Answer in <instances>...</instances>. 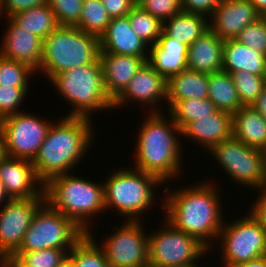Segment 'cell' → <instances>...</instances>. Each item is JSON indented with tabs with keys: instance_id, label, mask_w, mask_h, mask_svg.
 Returning <instances> with one entry per match:
<instances>
[{
	"instance_id": "obj_1",
	"label": "cell",
	"mask_w": 266,
	"mask_h": 267,
	"mask_svg": "<svg viewBox=\"0 0 266 267\" xmlns=\"http://www.w3.org/2000/svg\"><path fill=\"white\" fill-rule=\"evenodd\" d=\"M199 184L185 186L182 190L179 187L174 189L175 192L165 186L167 193L161 208L166 212V220L176 229L195 237L211 250L213 245L210 243L218 239L225 223L222 220L221 195L214 183Z\"/></svg>"
},
{
	"instance_id": "obj_2",
	"label": "cell",
	"mask_w": 266,
	"mask_h": 267,
	"mask_svg": "<svg viewBox=\"0 0 266 267\" xmlns=\"http://www.w3.org/2000/svg\"><path fill=\"white\" fill-rule=\"evenodd\" d=\"M52 123L33 166L39 179L46 184L53 177L67 174L79 164L93 144L92 119L64 116ZM80 161V162H79ZM75 165V166H74Z\"/></svg>"
},
{
	"instance_id": "obj_3",
	"label": "cell",
	"mask_w": 266,
	"mask_h": 267,
	"mask_svg": "<svg viewBox=\"0 0 266 267\" xmlns=\"http://www.w3.org/2000/svg\"><path fill=\"white\" fill-rule=\"evenodd\" d=\"M163 113L149 112L146 121L142 122L133 166L142 172L157 176L165 183L175 176L177 178L179 173L181 175L183 159L182 142L179 138L182 137V132L172 118L168 120Z\"/></svg>"
},
{
	"instance_id": "obj_4",
	"label": "cell",
	"mask_w": 266,
	"mask_h": 267,
	"mask_svg": "<svg viewBox=\"0 0 266 267\" xmlns=\"http://www.w3.org/2000/svg\"><path fill=\"white\" fill-rule=\"evenodd\" d=\"M44 195L52 208L72 219L86 233L92 228L89 218L105 211L103 182L95 183L71 172L50 179L44 186Z\"/></svg>"
},
{
	"instance_id": "obj_5",
	"label": "cell",
	"mask_w": 266,
	"mask_h": 267,
	"mask_svg": "<svg viewBox=\"0 0 266 267\" xmlns=\"http://www.w3.org/2000/svg\"><path fill=\"white\" fill-rule=\"evenodd\" d=\"M100 39L76 26H59L43 39L39 72L50 80L72 68L100 61Z\"/></svg>"
},
{
	"instance_id": "obj_6",
	"label": "cell",
	"mask_w": 266,
	"mask_h": 267,
	"mask_svg": "<svg viewBox=\"0 0 266 267\" xmlns=\"http://www.w3.org/2000/svg\"><path fill=\"white\" fill-rule=\"evenodd\" d=\"M50 82L60 96L74 108L65 116L92 119L91 113L113 108V100L104 86L100 61L54 75Z\"/></svg>"
},
{
	"instance_id": "obj_7",
	"label": "cell",
	"mask_w": 266,
	"mask_h": 267,
	"mask_svg": "<svg viewBox=\"0 0 266 267\" xmlns=\"http://www.w3.org/2000/svg\"><path fill=\"white\" fill-rule=\"evenodd\" d=\"M111 174L103 181L105 211L113 208L124 218L127 217V221H139V215L143 216L147 209L156 204L153 203L156 201L154 188L163 182L153 174L132 167L121 168Z\"/></svg>"
},
{
	"instance_id": "obj_8",
	"label": "cell",
	"mask_w": 266,
	"mask_h": 267,
	"mask_svg": "<svg viewBox=\"0 0 266 267\" xmlns=\"http://www.w3.org/2000/svg\"><path fill=\"white\" fill-rule=\"evenodd\" d=\"M86 234L72 219L46 201L38 208L16 252L59 249L67 253Z\"/></svg>"
},
{
	"instance_id": "obj_9",
	"label": "cell",
	"mask_w": 266,
	"mask_h": 267,
	"mask_svg": "<svg viewBox=\"0 0 266 267\" xmlns=\"http://www.w3.org/2000/svg\"><path fill=\"white\" fill-rule=\"evenodd\" d=\"M164 220V228L148 235L149 267H201L197 264L199 258L210 250L195 237Z\"/></svg>"
},
{
	"instance_id": "obj_10",
	"label": "cell",
	"mask_w": 266,
	"mask_h": 267,
	"mask_svg": "<svg viewBox=\"0 0 266 267\" xmlns=\"http://www.w3.org/2000/svg\"><path fill=\"white\" fill-rule=\"evenodd\" d=\"M210 153L233 182L251 189L264 188L266 181V152L247 146L231 137L214 146Z\"/></svg>"
},
{
	"instance_id": "obj_11",
	"label": "cell",
	"mask_w": 266,
	"mask_h": 267,
	"mask_svg": "<svg viewBox=\"0 0 266 267\" xmlns=\"http://www.w3.org/2000/svg\"><path fill=\"white\" fill-rule=\"evenodd\" d=\"M225 223L219 233L218 241L222 243V267L236 266L266 255V231L258 220L248 215Z\"/></svg>"
},
{
	"instance_id": "obj_12",
	"label": "cell",
	"mask_w": 266,
	"mask_h": 267,
	"mask_svg": "<svg viewBox=\"0 0 266 267\" xmlns=\"http://www.w3.org/2000/svg\"><path fill=\"white\" fill-rule=\"evenodd\" d=\"M51 124L52 122L25 111L0 120L7 156L33 161L47 137Z\"/></svg>"
},
{
	"instance_id": "obj_13",
	"label": "cell",
	"mask_w": 266,
	"mask_h": 267,
	"mask_svg": "<svg viewBox=\"0 0 266 267\" xmlns=\"http://www.w3.org/2000/svg\"><path fill=\"white\" fill-rule=\"evenodd\" d=\"M99 246L110 267H149L148 233L139 221H125ZM142 224V225H141ZM146 233V234H145Z\"/></svg>"
},
{
	"instance_id": "obj_14",
	"label": "cell",
	"mask_w": 266,
	"mask_h": 267,
	"mask_svg": "<svg viewBox=\"0 0 266 267\" xmlns=\"http://www.w3.org/2000/svg\"><path fill=\"white\" fill-rule=\"evenodd\" d=\"M45 198L10 199L0 207V256L13 255Z\"/></svg>"
},
{
	"instance_id": "obj_15",
	"label": "cell",
	"mask_w": 266,
	"mask_h": 267,
	"mask_svg": "<svg viewBox=\"0 0 266 267\" xmlns=\"http://www.w3.org/2000/svg\"><path fill=\"white\" fill-rule=\"evenodd\" d=\"M164 100H167V80L146 62L129 81L125 90L113 101V109L126 106L129 101H136L135 104L139 101L138 104L149 106L150 113H161L160 108L155 106Z\"/></svg>"
},
{
	"instance_id": "obj_16",
	"label": "cell",
	"mask_w": 266,
	"mask_h": 267,
	"mask_svg": "<svg viewBox=\"0 0 266 267\" xmlns=\"http://www.w3.org/2000/svg\"><path fill=\"white\" fill-rule=\"evenodd\" d=\"M0 181L11 199L45 198V184L31 160L6 156L0 162Z\"/></svg>"
},
{
	"instance_id": "obj_17",
	"label": "cell",
	"mask_w": 266,
	"mask_h": 267,
	"mask_svg": "<svg viewBox=\"0 0 266 267\" xmlns=\"http://www.w3.org/2000/svg\"><path fill=\"white\" fill-rule=\"evenodd\" d=\"M260 17L249 0H221L209 17V29L223 40L235 39L244 27Z\"/></svg>"
},
{
	"instance_id": "obj_18",
	"label": "cell",
	"mask_w": 266,
	"mask_h": 267,
	"mask_svg": "<svg viewBox=\"0 0 266 267\" xmlns=\"http://www.w3.org/2000/svg\"><path fill=\"white\" fill-rule=\"evenodd\" d=\"M6 21L7 31L0 47V56L24 63L37 72L42 60L43 40L21 29L10 18H6Z\"/></svg>"
},
{
	"instance_id": "obj_19",
	"label": "cell",
	"mask_w": 266,
	"mask_h": 267,
	"mask_svg": "<svg viewBox=\"0 0 266 267\" xmlns=\"http://www.w3.org/2000/svg\"><path fill=\"white\" fill-rule=\"evenodd\" d=\"M99 39L101 52L148 57L149 45L132 30L128 15L111 18Z\"/></svg>"
},
{
	"instance_id": "obj_20",
	"label": "cell",
	"mask_w": 266,
	"mask_h": 267,
	"mask_svg": "<svg viewBox=\"0 0 266 267\" xmlns=\"http://www.w3.org/2000/svg\"><path fill=\"white\" fill-rule=\"evenodd\" d=\"M146 60L147 57L100 52L104 86L113 101L125 90Z\"/></svg>"
},
{
	"instance_id": "obj_21",
	"label": "cell",
	"mask_w": 266,
	"mask_h": 267,
	"mask_svg": "<svg viewBox=\"0 0 266 267\" xmlns=\"http://www.w3.org/2000/svg\"><path fill=\"white\" fill-rule=\"evenodd\" d=\"M181 132L183 137L202 145L209 153L214 146L232 137V114L217 110L190 122Z\"/></svg>"
},
{
	"instance_id": "obj_22",
	"label": "cell",
	"mask_w": 266,
	"mask_h": 267,
	"mask_svg": "<svg viewBox=\"0 0 266 267\" xmlns=\"http://www.w3.org/2000/svg\"><path fill=\"white\" fill-rule=\"evenodd\" d=\"M148 48L146 62L167 81L187 69L188 47L168 37L163 31Z\"/></svg>"
},
{
	"instance_id": "obj_23",
	"label": "cell",
	"mask_w": 266,
	"mask_h": 267,
	"mask_svg": "<svg viewBox=\"0 0 266 267\" xmlns=\"http://www.w3.org/2000/svg\"><path fill=\"white\" fill-rule=\"evenodd\" d=\"M224 40L208 29L188 46L187 69L212 74L223 71Z\"/></svg>"
},
{
	"instance_id": "obj_24",
	"label": "cell",
	"mask_w": 266,
	"mask_h": 267,
	"mask_svg": "<svg viewBox=\"0 0 266 267\" xmlns=\"http://www.w3.org/2000/svg\"><path fill=\"white\" fill-rule=\"evenodd\" d=\"M223 71L230 74L244 71L266 76V55L235 39L224 40Z\"/></svg>"
},
{
	"instance_id": "obj_25",
	"label": "cell",
	"mask_w": 266,
	"mask_h": 267,
	"mask_svg": "<svg viewBox=\"0 0 266 267\" xmlns=\"http://www.w3.org/2000/svg\"><path fill=\"white\" fill-rule=\"evenodd\" d=\"M232 137L266 152V120L252 106L232 114Z\"/></svg>"
},
{
	"instance_id": "obj_26",
	"label": "cell",
	"mask_w": 266,
	"mask_h": 267,
	"mask_svg": "<svg viewBox=\"0 0 266 267\" xmlns=\"http://www.w3.org/2000/svg\"><path fill=\"white\" fill-rule=\"evenodd\" d=\"M208 29L207 16L181 11L163 21L162 31L171 39L188 47Z\"/></svg>"
},
{
	"instance_id": "obj_27",
	"label": "cell",
	"mask_w": 266,
	"mask_h": 267,
	"mask_svg": "<svg viewBox=\"0 0 266 267\" xmlns=\"http://www.w3.org/2000/svg\"><path fill=\"white\" fill-rule=\"evenodd\" d=\"M209 74L186 69L167 81V101L208 98Z\"/></svg>"
},
{
	"instance_id": "obj_28",
	"label": "cell",
	"mask_w": 266,
	"mask_h": 267,
	"mask_svg": "<svg viewBox=\"0 0 266 267\" xmlns=\"http://www.w3.org/2000/svg\"><path fill=\"white\" fill-rule=\"evenodd\" d=\"M208 88V99L218 110L234 114L243 107L230 73L220 71L209 74Z\"/></svg>"
},
{
	"instance_id": "obj_29",
	"label": "cell",
	"mask_w": 266,
	"mask_h": 267,
	"mask_svg": "<svg viewBox=\"0 0 266 267\" xmlns=\"http://www.w3.org/2000/svg\"><path fill=\"white\" fill-rule=\"evenodd\" d=\"M10 19L21 29L28 30L42 40L59 27L52 9L47 4L18 12Z\"/></svg>"
},
{
	"instance_id": "obj_30",
	"label": "cell",
	"mask_w": 266,
	"mask_h": 267,
	"mask_svg": "<svg viewBox=\"0 0 266 267\" xmlns=\"http://www.w3.org/2000/svg\"><path fill=\"white\" fill-rule=\"evenodd\" d=\"M168 103V116L182 131L190 122L199 117L209 116L218 109L214 103L207 99H185Z\"/></svg>"
},
{
	"instance_id": "obj_31",
	"label": "cell",
	"mask_w": 266,
	"mask_h": 267,
	"mask_svg": "<svg viewBox=\"0 0 266 267\" xmlns=\"http://www.w3.org/2000/svg\"><path fill=\"white\" fill-rule=\"evenodd\" d=\"M90 230L70 250L68 256L77 267H110L102 248Z\"/></svg>"
},
{
	"instance_id": "obj_32",
	"label": "cell",
	"mask_w": 266,
	"mask_h": 267,
	"mask_svg": "<svg viewBox=\"0 0 266 267\" xmlns=\"http://www.w3.org/2000/svg\"><path fill=\"white\" fill-rule=\"evenodd\" d=\"M110 21L111 17L104 8L102 0H83L81 17L76 27L100 38Z\"/></svg>"
},
{
	"instance_id": "obj_33",
	"label": "cell",
	"mask_w": 266,
	"mask_h": 267,
	"mask_svg": "<svg viewBox=\"0 0 266 267\" xmlns=\"http://www.w3.org/2000/svg\"><path fill=\"white\" fill-rule=\"evenodd\" d=\"M132 30L149 46L156 43L161 36L163 22L135 5L128 14Z\"/></svg>"
},
{
	"instance_id": "obj_34",
	"label": "cell",
	"mask_w": 266,
	"mask_h": 267,
	"mask_svg": "<svg viewBox=\"0 0 266 267\" xmlns=\"http://www.w3.org/2000/svg\"><path fill=\"white\" fill-rule=\"evenodd\" d=\"M242 106H252L266 86V76L249 72L231 73Z\"/></svg>"
},
{
	"instance_id": "obj_35",
	"label": "cell",
	"mask_w": 266,
	"mask_h": 267,
	"mask_svg": "<svg viewBox=\"0 0 266 267\" xmlns=\"http://www.w3.org/2000/svg\"><path fill=\"white\" fill-rule=\"evenodd\" d=\"M34 73L28 65L0 56V86L29 88L28 82Z\"/></svg>"
},
{
	"instance_id": "obj_36",
	"label": "cell",
	"mask_w": 266,
	"mask_h": 267,
	"mask_svg": "<svg viewBox=\"0 0 266 267\" xmlns=\"http://www.w3.org/2000/svg\"><path fill=\"white\" fill-rule=\"evenodd\" d=\"M26 264L34 267H60L68 253L59 249H42L31 252H15Z\"/></svg>"
},
{
	"instance_id": "obj_37",
	"label": "cell",
	"mask_w": 266,
	"mask_h": 267,
	"mask_svg": "<svg viewBox=\"0 0 266 267\" xmlns=\"http://www.w3.org/2000/svg\"><path fill=\"white\" fill-rule=\"evenodd\" d=\"M83 0H47L59 26H76L81 17Z\"/></svg>"
},
{
	"instance_id": "obj_38",
	"label": "cell",
	"mask_w": 266,
	"mask_h": 267,
	"mask_svg": "<svg viewBox=\"0 0 266 267\" xmlns=\"http://www.w3.org/2000/svg\"><path fill=\"white\" fill-rule=\"evenodd\" d=\"M235 40L266 55V20L261 16L244 27Z\"/></svg>"
},
{
	"instance_id": "obj_39",
	"label": "cell",
	"mask_w": 266,
	"mask_h": 267,
	"mask_svg": "<svg viewBox=\"0 0 266 267\" xmlns=\"http://www.w3.org/2000/svg\"><path fill=\"white\" fill-rule=\"evenodd\" d=\"M29 88H16L10 86H0V120L22 112L21 104L27 96Z\"/></svg>"
},
{
	"instance_id": "obj_40",
	"label": "cell",
	"mask_w": 266,
	"mask_h": 267,
	"mask_svg": "<svg viewBox=\"0 0 266 267\" xmlns=\"http://www.w3.org/2000/svg\"><path fill=\"white\" fill-rule=\"evenodd\" d=\"M136 4L162 22L182 11L181 0H136Z\"/></svg>"
},
{
	"instance_id": "obj_41",
	"label": "cell",
	"mask_w": 266,
	"mask_h": 267,
	"mask_svg": "<svg viewBox=\"0 0 266 267\" xmlns=\"http://www.w3.org/2000/svg\"><path fill=\"white\" fill-rule=\"evenodd\" d=\"M221 0H181L182 11L201 14L208 18L220 4Z\"/></svg>"
},
{
	"instance_id": "obj_42",
	"label": "cell",
	"mask_w": 266,
	"mask_h": 267,
	"mask_svg": "<svg viewBox=\"0 0 266 267\" xmlns=\"http://www.w3.org/2000/svg\"><path fill=\"white\" fill-rule=\"evenodd\" d=\"M46 1L47 0H0L1 13L3 15L6 13V17L10 18L18 12H23L30 8L44 5L46 4Z\"/></svg>"
},
{
	"instance_id": "obj_43",
	"label": "cell",
	"mask_w": 266,
	"mask_h": 267,
	"mask_svg": "<svg viewBox=\"0 0 266 267\" xmlns=\"http://www.w3.org/2000/svg\"><path fill=\"white\" fill-rule=\"evenodd\" d=\"M111 18L127 16L136 5V0H102Z\"/></svg>"
},
{
	"instance_id": "obj_44",
	"label": "cell",
	"mask_w": 266,
	"mask_h": 267,
	"mask_svg": "<svg viewBox=\"0 0 266 267\" xmlns=\"http://www.w3.org/2000/svg\"><path fill=\"white\" fill-rule=\"evenodd\" d=\"M260 192L257 200L251 205L250 212L266 231V189L262 188Z\"/></svg>"
},
{
	"instance_id": "obj_45",
	"label": "cell",
	"mask_w": 266,
	"mask_h": 267,
	"mask_svg": "<svg viewBox=\"0 0 266 267\" xmlns=\"http://www.w3.org/2000/svg\"><path fill=\"white\" fill-rule=\"evenodd\" d=\"M252 107L260 113L263 118L266 120V86L261 91V94L258 96L255 103L252 105Z\"/></svg>"
},
{
	"instance_id": "obj_46",
	"label": "cell",
	"mask_w": 266,
	"mask_h": 267,
	"mask_svg": "<svg viewBox=\"0 0 266 267\" xmlns=\"http://www.w3.org/2000/svg\"><path fill=\"white\" fill-rule=\"evenodd\" d=\"M7 267H34L26 264L19 256H8L4 258Z\"/></svg>"
},
{
	"instance_id": "obj_47",
	"label": "cell",
	"mask_w": 266,
	"mask_h": 267,
	"mask_svg": "<svg viewBox=\"0 0 266 267\" xmlns=\"http://www.w3.org/2000/svg\"><path fill=\"white\" fill-rule=\"evenodd\" d=\"M231 267H266V255Z\"/></svg>"
},
{
	"instance_id": "obj_48",
	"label": "cell",
	"mask_w": 266,
	"mask_h": 267,
	"mask_svg": "<svg viewBox=\"0 0 266 267\" xmlns=\"http://www.w3.org/2000/svg\"><path fill=\"white\" fill-rule=\"evenodd\" d=\"M253 6L255 7L256 11L263 16L266 12V0H249Z\"/></svg>"
},
{
	"instance_id": "obj_49",
	"label": "cell",
	"mask_w": 266,
	"mask_h": 267,
	"mask_svg": "<svg viewBox=\"0 0 266 267\" xmlns=\"http://www.w3.org/2000/svg\"><path fill=\"white\" fill-rule=\"evenodd\" d=\"M10 196L7 194L4 185L0 181V204H6L10 200Z\"/></svg>"
},
{
	"instance_id": "obj_50",
	"label": "cell",
	"mask_w": 266,
	"mask_h": 267,
	"mask_svg": "<svg viewBox=\"0 0 266 267\" xmlns=\"http://www.w3.org/2000/svg\"><path fill=\"white\" fill-rule=\"evenodd\" d=\"M7 156L6 150H5V141L3 134L0 130V162Z\"/></svg>"
},
{
	"instance_id": "obj_51",
	"label": "cell",
	"mask_w": 266,
	"mask_h": 267,
	"mask_svg": "<svg viewBox=\"0 0 266 267\" xmlns=\"http://www.w3.org/2000/svg\"><path fill=\"white\" fill-rule=\"evenodd\" d=\"M60 267H77V266L75 265L73 260L69 256H67V258L62 262Z\"/></svg>"
},
{
	"instance_id": "obj_52",
	"label": "cell",
	"mask_w": 266,
	"mask_h": 267,
	"mask_svg": "<svg viewBox=\"0 0 266 267\" xmlns=\"http://www.w3.org/2000/svg\"><path fill=\"white\" fill-rule=\"evenodd\" d=\"M262 17L266 20V12L264 13V15Z\"/></svg>"
}]
</instances>
